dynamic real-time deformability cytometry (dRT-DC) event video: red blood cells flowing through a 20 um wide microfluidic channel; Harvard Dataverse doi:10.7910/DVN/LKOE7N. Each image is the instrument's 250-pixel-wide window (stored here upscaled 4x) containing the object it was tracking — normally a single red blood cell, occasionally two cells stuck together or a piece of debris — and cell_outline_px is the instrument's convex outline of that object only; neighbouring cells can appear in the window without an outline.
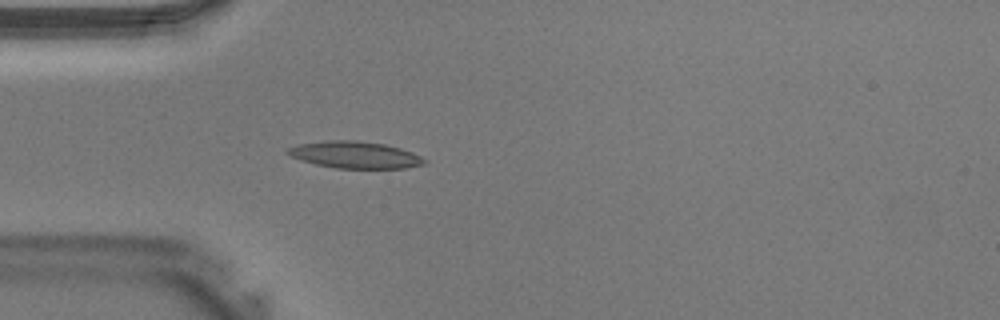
{"species": "Egyptian fruit bat (a non-hibernating species)", "species_latin": "Rousettus aegyptiacus", "temperature_condition": "warm", "stored_images_in_passage": 30, "camera_frame_rate_fps": 3000, "um_per_image_px": 0.085, "animal": {"sex": "male"}, "frame": {"image": 1, "passage_image": 1, "time_ms": 0.0, "image_size_px": [1000, 320], "cell_outline_px": [[428, 160], [424, 164], [404, 168], [336, 168], [316, 164], [292, 156], [284, 152], [288, 148], [300, 144], [324, 140], [356, 140], [384, 144], [400, 148], [412, 152]], "centroid_in_image_um": [30.19, 13.15], "position_along_channel_um": 54.8, "area_um2": 21.21}}
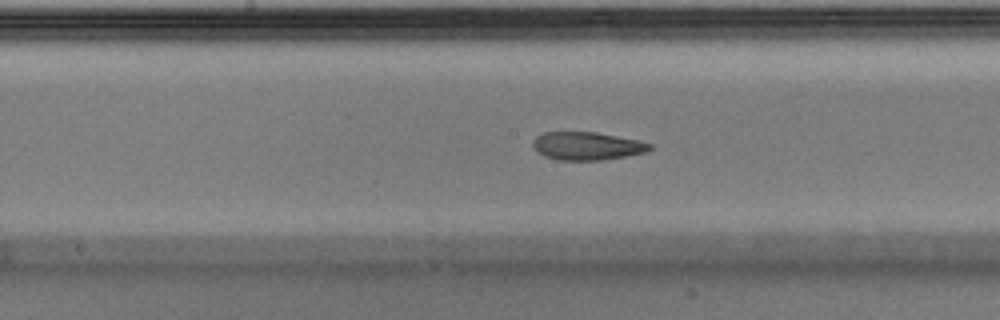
{"frame": {"image": 2, "passage_image": 10, "time_ms": 3.0, "image_size_px": [1000, 320], "cell_outline_px": [[652, 148], [644, 152], [624, 156], [600, 160], [560, 160], [544, 156], [532, 144], [536, 136], [544, 132], [596, 132], [640, 140], [652, 144]], "centroid_in_image_um": [49.91, 12.39], "position_along_channel_um": 198.3, "area_um2": 18.9}}
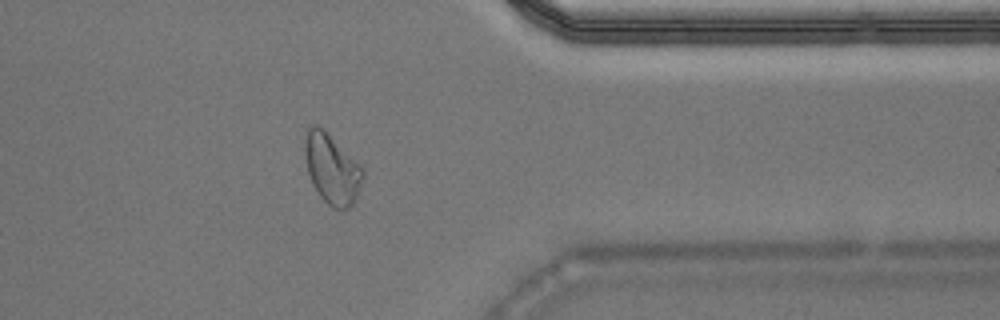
{"frame": {"image": 3, "passage_image": 22, "time_ms": 7.0, "image_size_px": [1000, 320], "cell_outline_px": [[364, 176], [356, 200], [348, 208], [332, 208], [320, 196], [312, 184], [308, 172], [304, 156], [304, 140], [308, 128], [312, 124], [320, 124], [360, 164], [364, 172]], "centroid_in_image_um": [28.2, 14.31], "position_along_channel_um": 383.2, "area_um2": 23.93}}